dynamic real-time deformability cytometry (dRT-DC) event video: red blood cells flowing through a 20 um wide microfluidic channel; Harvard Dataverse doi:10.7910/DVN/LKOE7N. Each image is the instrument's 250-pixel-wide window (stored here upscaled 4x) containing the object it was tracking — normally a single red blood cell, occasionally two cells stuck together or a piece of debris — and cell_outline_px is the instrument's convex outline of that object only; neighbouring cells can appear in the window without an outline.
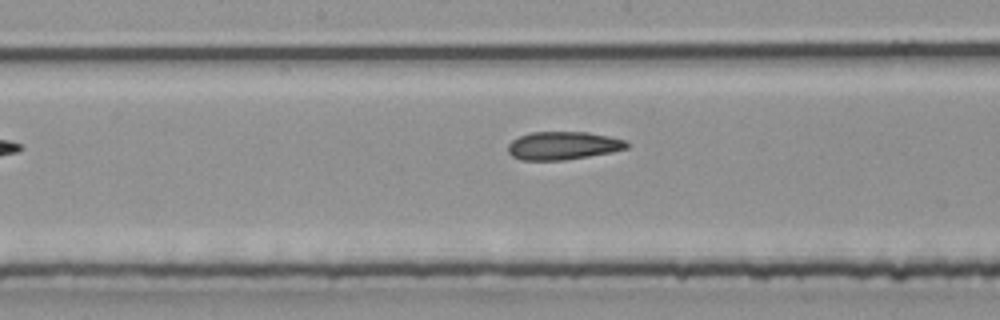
{"species": "common noctule bat (a hibernating species)", "species_latin": "Nyctalus noctula", "temperature_condition": "room temperature", "stored_images_in_passage": 23, "camera_frame_rate_fps": 3000, "um_per_image_px": 0.085, "animal": {"sex": "male", "body_mass_g": 20.4}, "frame": {"image": 1, "passage_image": 10, "time_ms": 3.0, "image_size_px": [1000, 320], "cell_outline_px": [[628, 148], [612, 152], [564, 160], [520, 160], [512, 156], [508, 152], [508, 144], [512, 140], [528, 132], [588, 132], [608, 136], [624, 140], [628, 144]], "centroid_in_image_um": [47.83, 12.38], "position_along_channel_um": 200.4, "area_um2": 19.42}}